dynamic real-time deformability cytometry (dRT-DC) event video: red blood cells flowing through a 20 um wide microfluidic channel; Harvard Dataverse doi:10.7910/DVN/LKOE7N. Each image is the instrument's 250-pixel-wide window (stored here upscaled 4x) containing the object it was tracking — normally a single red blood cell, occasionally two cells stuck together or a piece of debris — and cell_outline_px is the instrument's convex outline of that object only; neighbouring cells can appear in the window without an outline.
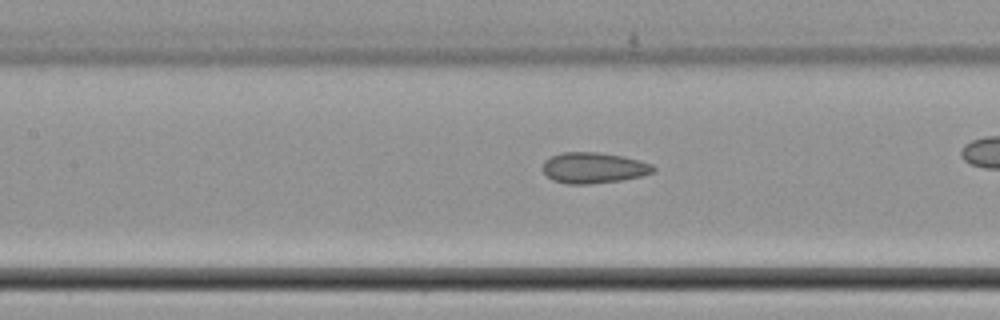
{"species": "common noctule bat (a hibernating species)", "species_latin": "Nyctalus noctula", "temperature_condition": "cold", "stored_images_in_passage": 41, "camera_frame_rate_fps": 3000, "um_per_image_px": 0.085, "animal": {"sex": "female", "body_mass_g": 22.7, "forearm_length_mm": 54.2}, "frame": {"image": 1, "passage_image": 24, "time_ms": 7.667, "image_size_px": [1000, 320], "cell_outline_px": [[656, 172], [640, 176], [620, 180], [588, 184], [564, 184], [552, 180], [540, 168], [544, 160], [560, 152], [596, 152], [624, 156], [640, 160], [652, 164], [656, 168]], "centroid_in_image_um": [50.44, 14.26], "position_along_channel_um": 157.0, "area_um2": 20.11}}
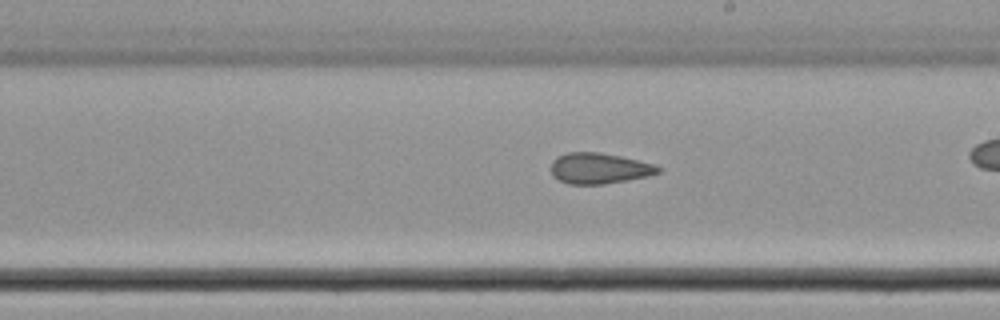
{"frame": {"image": 2, "passage_image": 30, "time_ms": 9.667, "image_size_px": [1000, 320], "cell_outline_px": [[660, 172], [648, 176], [604, 184], [568, 184], [552, 176], [552, 160], [556, 156], [568, 152], [600, 152], [620, 156], [656, 164], [660, 168]], "centroid_in_image_um": [50.92, 14.3], "position_along_channel_um": 238.1, "area_um2": 19.25}}